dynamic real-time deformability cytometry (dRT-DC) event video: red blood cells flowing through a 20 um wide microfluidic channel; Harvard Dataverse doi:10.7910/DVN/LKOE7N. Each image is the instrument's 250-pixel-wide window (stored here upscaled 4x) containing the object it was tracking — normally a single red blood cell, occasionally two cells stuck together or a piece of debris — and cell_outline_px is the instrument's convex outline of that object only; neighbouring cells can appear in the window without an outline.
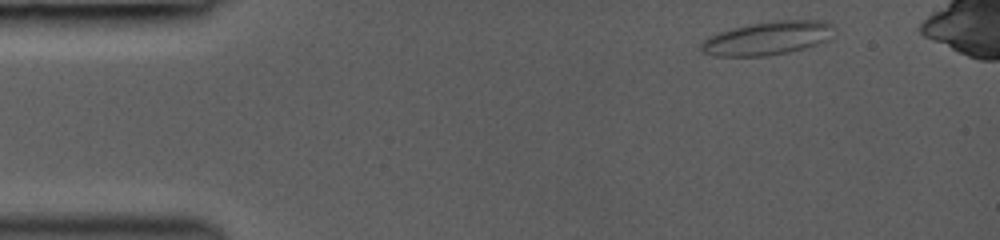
{"species": "common noctule bat (a hibernating species)", "species_latin": "Nyctalus noctula", "temperature_condition": "room temperature", "stored_images_in_passage": 5, "camera_frame_rate_fps": 3000, "um_per_image_px": 0.085, "animal": {"sex": "female", "body_mass_g": 19.0, "forearm_length_mm": 53.3}, "frame": {"image": 1, "passage_image": 1, "time_ms": 0.0, "image_size_px": [1000, 240], "cell_outline_px": [[832, 24], [828, 40], [804, 48], [788, 52], [768, 56], [712, 56], [700, 52], [700, 44], [708, 36], [716, 32], [732, 28], [772, 20], [824, 20]], "centroid_in_image_um": [65.16, 3.25], "position_along_channel_um": 19.8, "area_um2": 26.01}}